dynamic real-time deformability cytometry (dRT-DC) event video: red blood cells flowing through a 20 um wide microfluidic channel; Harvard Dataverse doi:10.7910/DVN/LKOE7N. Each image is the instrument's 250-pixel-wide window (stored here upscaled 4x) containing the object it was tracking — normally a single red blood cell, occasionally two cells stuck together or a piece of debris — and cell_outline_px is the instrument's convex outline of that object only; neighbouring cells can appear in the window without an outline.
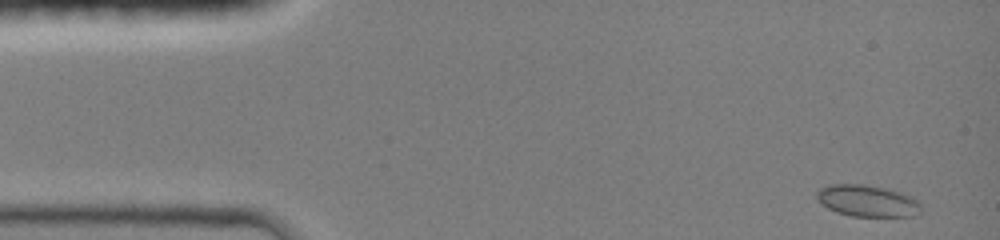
{"species": "common noctule bat (a hibernating species)", "species_latin": "Nyctalus noctula", "temperature_condition": "room temperature", "stored_images_in_passage": 44, "camera_frame_rate_fps": 3000, "um_per_image_px": 0.085, "animal": {"sex": "female", "body_mass_g": 19.0, "forearm_length_mm": 51.5}, "frame": {"image": 1, "passage_image": 1, "time_ms": 0.0, "image_size_px": [1000, 240], "cell_outline_px": [[924, 212], [916, 216], [852, 216], [836, 212], [828, 208], [816, 196], [816, 192], [820, 188], [832, 184], [860, 184], [884, 188], [908, 196], [916, 200], [920, 204]], "centroid_in_image_um": [73.74, 17.09], "position_along_channel_um": 11.3, "area_um2": 18.96}}
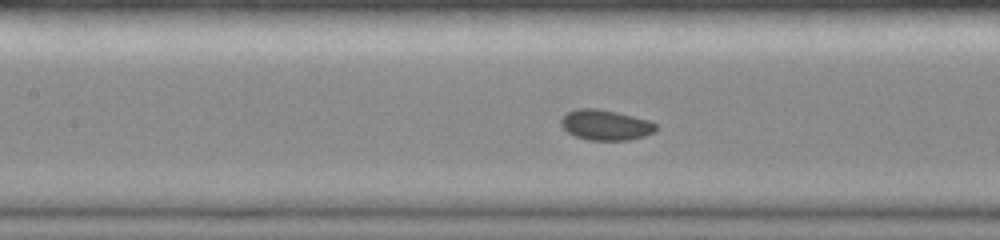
{"frame": {"image": 2, "passage_image": 19, "time_ms": 6.0, "image_size_px": [1000, 240], "cell_outline_px": [[656, 132], [644, 136], [628, 140], [588, 140], [576, 136], [568, 132], [560, 124], [560, 120], [568, 112], [576, 108], [596, 108], [616, 112], [648, 120], [656, 124]], "centroid_in_image_um": [51.47, 10.62], "position_along_channel_um": 155.9, "area_um2": 16.7}}
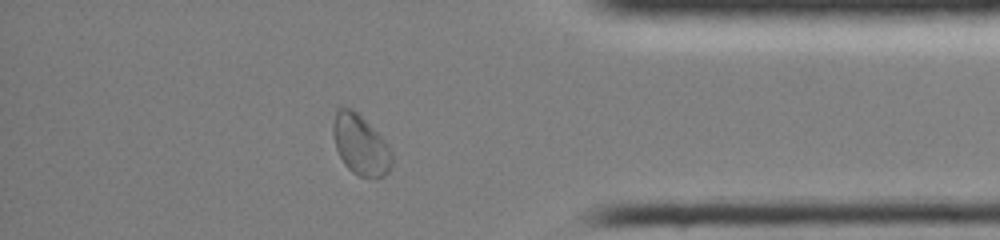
{"frame": {"image": 3, "passage_image": 38, "time_ms": 12.333, "image_size_px": [1000, 240], "cell_outline_px": [[392, 168], [384, 176], [376, 180], [360, 176], [352, 172], [344, 164], [336, 148], [332, 132], [332, 124], [336, 112], [340, 108], [352, 108], [388, 144], [392, 152]], "centroid_in_image_um": [30.66, 12.37], "position_along_channel_um": 404.5, "area_um2": 20.63}, "authors_computed_cell_mechanics": {"area_um2": 16.9354, "velocity_mm_per_s": 4.122, "shape_relaxation_time_tau1_ms": 3.5383, "shape_relaxation_time_tau2_ms": null, "deformation_change_tau1": 0.0548, "deformation_change_tau2": null}}